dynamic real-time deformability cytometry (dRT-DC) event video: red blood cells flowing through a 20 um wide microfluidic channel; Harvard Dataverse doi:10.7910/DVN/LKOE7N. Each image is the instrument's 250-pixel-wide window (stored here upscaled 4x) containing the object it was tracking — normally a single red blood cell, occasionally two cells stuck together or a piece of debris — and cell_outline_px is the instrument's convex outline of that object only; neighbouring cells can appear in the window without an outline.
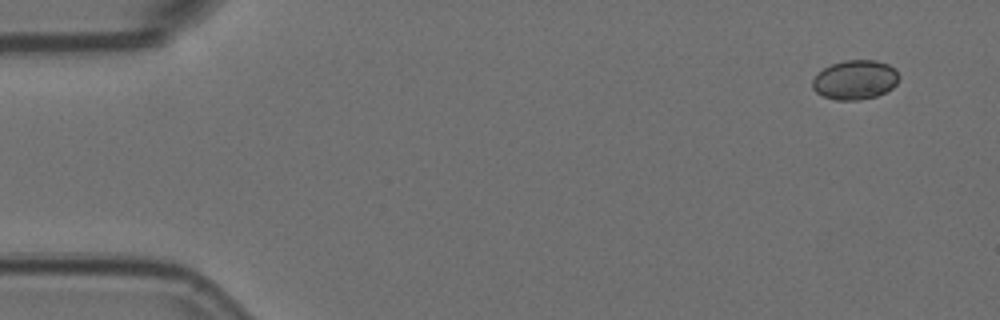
{"species": "Egyptian fruit bat (a non-hibernating species)", "species_latin": "Rousettus aegyptiacus", "temperature_condition": "room temperature", "stored_images_in_passage": 7, "camera_frame_rate_fps": 3000, "um_per_image_px": 0.085, "animal": {"sex": "female"}, "frame": {"image": 1, "passage_image": 1, "time_ms": 0.0, "image_size_px": [1000, 320], "cell_outline_px": [[900, 76], [896, 84], [892, 88], [876, 96], [860, 100], [836, 100], [824, 96], [816, 92], [812, 88], [812, 80], [824, 68], [832, 64], [844, 60], [876, 60], [888, 64], [896, 68]], "centroid_in_image_um": [72.71, 6.78], "position_along_channel_um": 12.3, "area_um2": 19.88}}
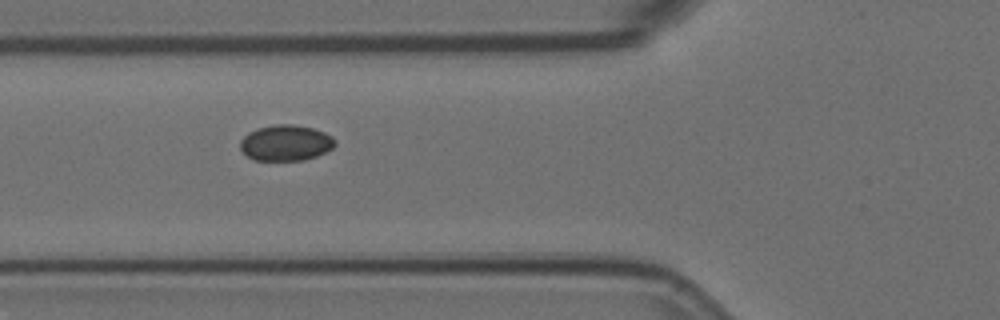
{"frame": {"image": 2, "passage_image": 6, "time_ms": 1.667, "image_size_px": [1000, 320], "cell_outline_px": [[336, 144], [332, 148], [316, 156], [304, 160], [252, 160], [240, 148], [240, 140], [248, 132], [256, 128], [276, 124], [292, 124], [312, 128], [324, 132], [332, 136], [336, 140]], "centroid_in_image_um": [24.28, 12.14], "position_along_channel_um": 101.5, "area_um2": 19.83}}
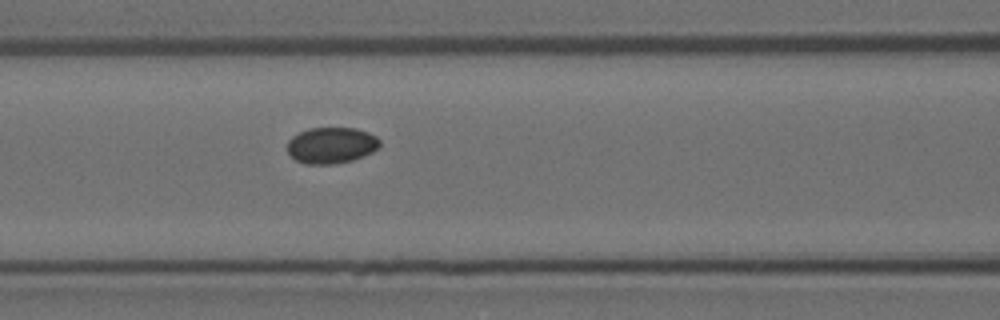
{"frame": {"image": 3, "passage_image": 7, "time_ms": 2.0, "image_size_px": [1000, 320], "cell_outline_px": [[380, 148], [372, 152], [352, 160], [332, 164], [308, 164], [296, 160], [288, 152], [288, 140], [292, 136], [308, 128], [356, 128], [368, 132], [376, 136], [380, 140]], "centroid_in_image_um": [28.18, 12.34], "position_along_channel_um": 138.4, "area_um2": 19.48}}